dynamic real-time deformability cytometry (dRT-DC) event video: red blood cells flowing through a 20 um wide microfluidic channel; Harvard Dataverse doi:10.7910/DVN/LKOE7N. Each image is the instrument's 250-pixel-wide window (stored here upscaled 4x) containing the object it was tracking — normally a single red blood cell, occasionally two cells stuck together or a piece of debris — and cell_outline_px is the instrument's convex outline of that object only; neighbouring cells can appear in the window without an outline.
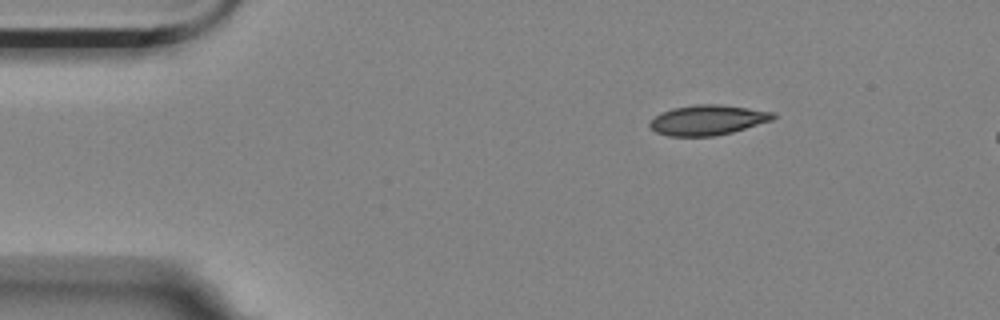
{"species": "Egyptian fruit bat (a non-hibernating species)", "species_latin": "Rousettus aegyptiacus", "temperature_condition": "room temperature", "stored_images_in_passage": 4, "camera_frame_rate_fps": 3000, "um_per_image_px": 0.085, "animal": {"sex": "female"}, "frame": {"image": 1, "passage_image": 1, "time_ms": 0.0, "image_size_px": [1000, 320], "cell_outline_px": [[776, 116], [772, 120], [732, 132], [712, 136], [668, 136], [656, 132], [648, 124], [660, 112], [672, 108], [696, 104], [720, 104], [776, 112]], "centroid_in_image_um": [60.15, 10.19], "position_along_channel_um": 24.8, "area_um2": 21.56}}
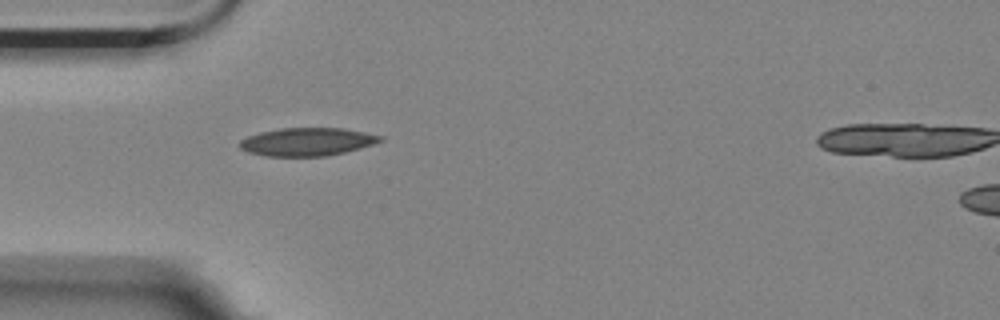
{"frame": {"image": 2, "passage_image": 3, "time_ms": 0.667, "image_size_px": [1000, 320], "cell_outline_px": [[384, 140], [360, 148], [344, 152], [324, 156], [264, 156], [248, 152], [240, 148], [236, 144], [240, 140], [248, 136], [260, 132], [280, 128], [344, 128], [384, 136]], "centroid_in_image_um": [26.08, 12.05], "position_along_channel_um": 58.9, "area_um2": 23.06}}